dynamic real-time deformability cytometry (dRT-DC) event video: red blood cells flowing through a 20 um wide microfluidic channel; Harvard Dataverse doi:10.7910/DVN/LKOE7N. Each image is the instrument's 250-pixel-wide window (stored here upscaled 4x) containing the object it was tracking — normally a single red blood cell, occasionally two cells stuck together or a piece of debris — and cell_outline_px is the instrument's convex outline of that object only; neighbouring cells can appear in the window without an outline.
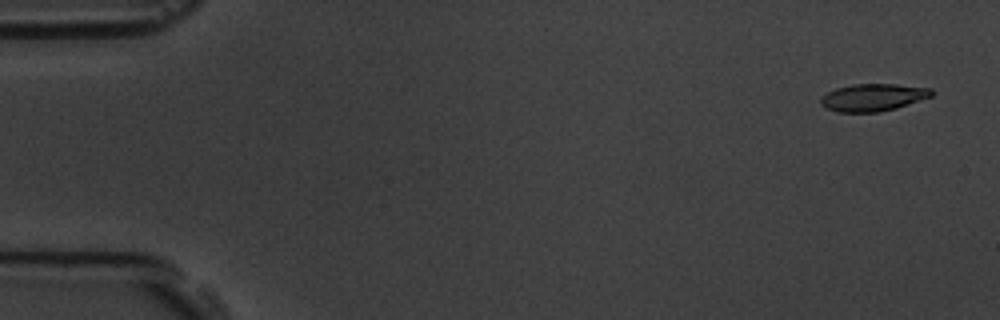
{"species": "common noctule bat (a hibernating species)", "species_latin": "Nyctalus noctula", "temperature_condition": "room temperature", "stored_images_in_passage": 5, "camera_frame_rate_fps": 3000, "um_per_image_px": 0.085, "animal": {"sex": "male", "body_mass_g": 19.5, "forearm_length_mm": 54.6}, "frame": {"image": 1, "passage_image": 1, "time_ms": 0.0, "image_size_px": [1000, 320], "cell_outline_px": [[932, 96], [896, 108], [880, 112], [836, 112], [820, 104], [820, 96], [836, 88], [852, 84], [896, 84], [932, 88]], "centroid_in_image_um": [74.18, 8.27], "position_along_channel_um": 10.8, "area_um2": 17.69}}
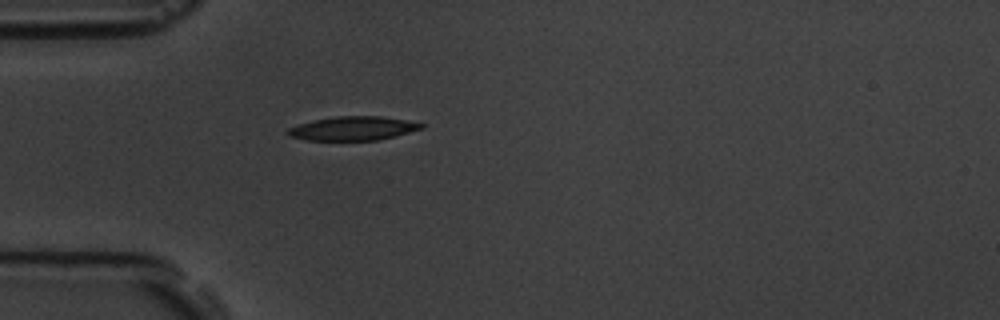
{"frame": {"image": 2, "passage_image": 5, "time_ms": 4.667, "image_size_px": [1000, 320], "cell_outline_px": [[424, 128], [396, 136], [376, 140], [308, 140], [288, 136], [284, 132], [288, 128], [300, 124], [316, 120], [336, 116], [380, 116], [404, 120], [424, 124]], "centroid_in_image_um": [29.99, 10.92], "position_along_channel_um": 55.0, "area_um2": 18.44}}